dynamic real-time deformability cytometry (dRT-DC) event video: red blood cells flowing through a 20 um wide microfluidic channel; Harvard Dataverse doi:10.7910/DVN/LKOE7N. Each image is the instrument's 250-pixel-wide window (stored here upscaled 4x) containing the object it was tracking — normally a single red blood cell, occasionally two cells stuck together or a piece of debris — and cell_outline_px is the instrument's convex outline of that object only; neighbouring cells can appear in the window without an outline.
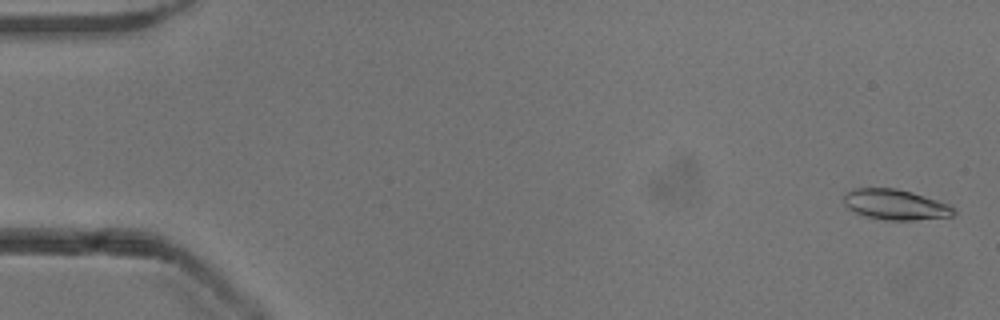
{"species": "common noctule bat (a hibernating species)", "species_latin": "Nyctalus noctula", "temperature_condition": "cold", "stored_images_in_passage": 53, "camera_frame_rate_fps": 3000, "um_per_image_px": 0.085, "animal": {"sex": "male", "body_mass_g": 13.3}, "frame": {"image": 1, "passage_image": 2, "time_ms": 0.333, "image_size_px": [1000, 320], "cell_outline_px": [[956, 212], [952, 216], [916, 220], [884, 220], [864, 216], [848, 208], [844, 204], [844, 196], [852, 188], [896, 188], [912, 192], [948, 204], [956, 208]], "centroid_in_image_um": [76.11, 17.39], "position_along_channel_um": 8.9, "area_um2": 19.48}}
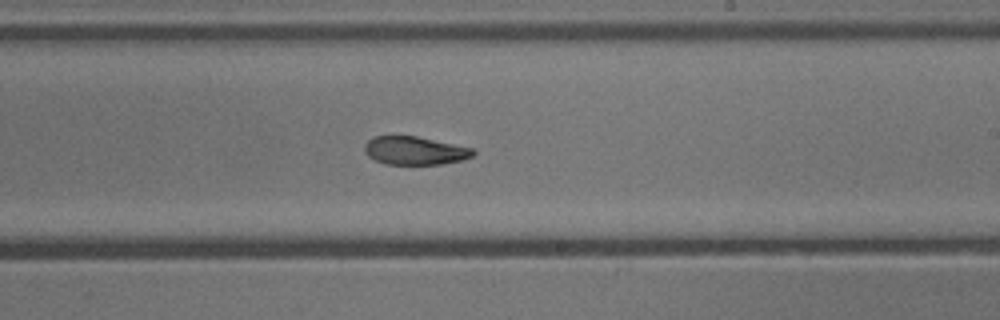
{"frame": {"image": 2, "passage_image": 32, "time_ms": 10.333, "image_size_px": [1000, 320], "cell_outline_px": [[476, 152], [472, 156], [460, 160], [440, 164], [384, 164], [368, 156], [364, 152], [364, 144], [368, 140], [376, 136], [416, 136], [472, 148]], "centroid_in_image_um": [35.22, 12.8], "position_along_channel_um": 253.8, "area_um2": 17.69}}
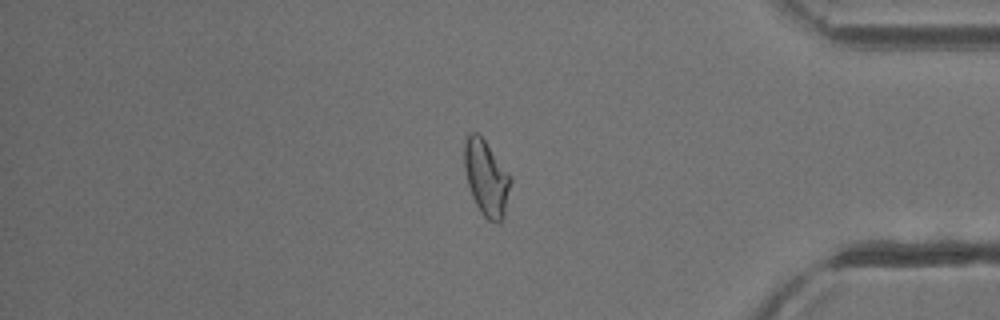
{"frame": {"image": 3, "passage_image": 45, "time_ms": 14.667, "image_size_px": [1000, 320], "cell_outline_px": [[512, 180], [504, 216], [500, 224], [496, 224], [488, 220], [480, 212], [472, 196], [468, 184], [464, 164], [464, 136], [468, 132], [476, 132], [484, 140], [512, 176]], "centroid_in_image_um": [41.34, 15.13], "position_along_channel_um": 393.9, "area_um2": 20.58}, "authors_computed_cell_mechanics": {"area_um2": 19.3052, "velocity_mm_per_s": 3.8784, "shape_relaxation_time_tau1_ms": 4.8889, "shape_relaxation_time_tau2_ms": 3.0514, "deformation_change_tau1": 0.1633, "deformation_change_tau2": 0.0839}}